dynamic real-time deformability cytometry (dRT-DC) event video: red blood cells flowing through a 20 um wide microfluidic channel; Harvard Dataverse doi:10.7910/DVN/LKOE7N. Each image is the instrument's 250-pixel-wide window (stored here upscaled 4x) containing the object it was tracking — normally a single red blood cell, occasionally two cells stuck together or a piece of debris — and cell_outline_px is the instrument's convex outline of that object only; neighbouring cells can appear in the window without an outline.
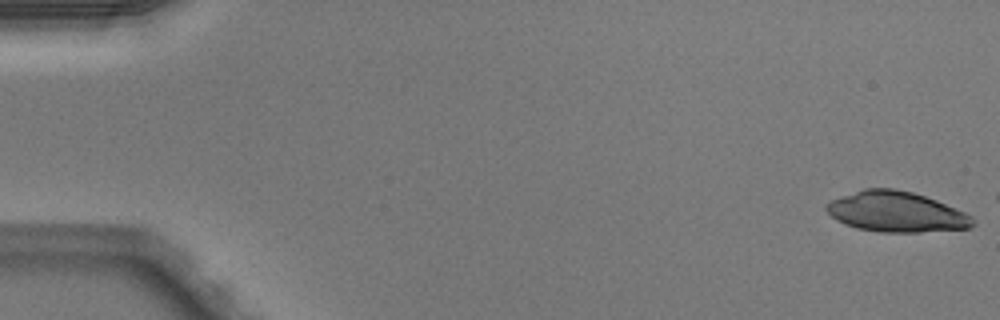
{"species": "Egyptian fruit bat (a non-hibernating species)", "species_latin": "Rousettus aegyptiacus", "temperature_condition": "warm", "stored_images_in_passage": 7, "camera_frame_rate_fps": 3000, "um_per_image_px": 0.085, "animal": {"sex": "male"}, "frame": {"image": 1, "passage_image": 1, "time_ms": 0.0, "image_size_px": [1000, 320], "cell_outline_px": [[976, 224], [972, 228], [920, 232], [880, 232], [856, 228], [844, 224], [836, 220], [824, 208], [824, 204], [832, 200], [864, 188], [896, 188], [912, 192], [936, 200], [964, 212], [972, 216], [976, 220]], "centroid_in_image_um": [76.2, 18.01], "position_along_channel_um": 8.8, "area_um2": 34.56}}